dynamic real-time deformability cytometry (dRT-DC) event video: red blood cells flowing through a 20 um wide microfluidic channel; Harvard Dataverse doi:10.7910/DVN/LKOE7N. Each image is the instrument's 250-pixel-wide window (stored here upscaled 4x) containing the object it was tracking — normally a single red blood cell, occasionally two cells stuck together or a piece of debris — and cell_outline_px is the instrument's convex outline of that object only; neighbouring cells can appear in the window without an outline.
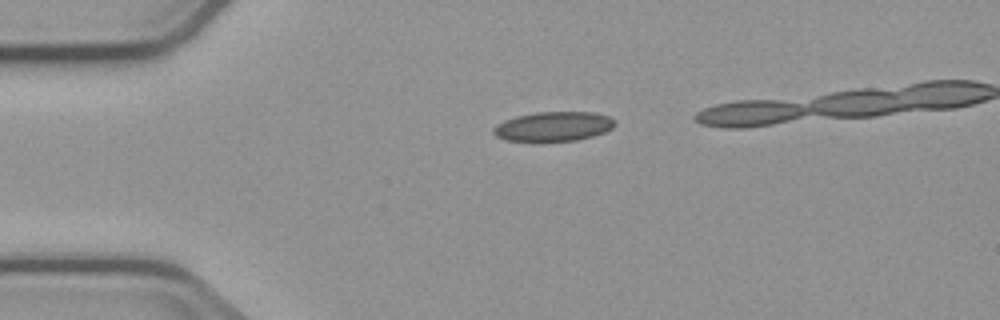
{"species": "common noctule bat (a hibernating species)", "species_latin": "Nyctalus noctula", "temperature_condition": "cold", "stored_images_in_passage": 3, "camera_frame_rate_fps": 3000, "um_per_image_px": 0.085, "animal": {"sex": "male", "body_mass_g": 23.1, "forearm_length_mm": 52.7}, "frame": {"image": 1, "passage_image": 1, "time_ms": 0.0, "image_size_px": [1000, 320], "cell_outline_px": [[616, 124], [612, 128], [604, 132], [592, 136], [576, 140], [540, 144], [532, 144], [504, 140], [496, 136], [492, 132], [492, 128], [496, 124], [504, 120], [516, 116], [536, 112], [592, 112], [608, 116], [616, 120]], "centroid_in_image_um": [46.97, 10.8], "position_along_channel_um": 38.0, "area_um2": 21.85}}